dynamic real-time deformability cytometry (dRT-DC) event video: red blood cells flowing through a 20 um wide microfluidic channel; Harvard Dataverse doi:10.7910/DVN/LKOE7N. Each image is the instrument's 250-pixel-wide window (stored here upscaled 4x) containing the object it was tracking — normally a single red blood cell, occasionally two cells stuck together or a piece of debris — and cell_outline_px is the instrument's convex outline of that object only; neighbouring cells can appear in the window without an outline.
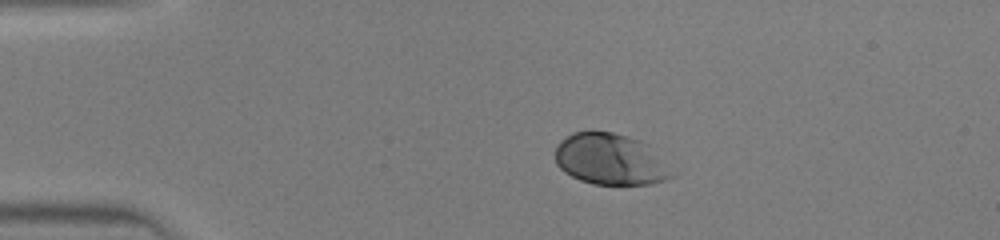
{"species": "human", "species_latin": "Homo sapiens", "temperature_condition": "warm", "stored_images_in_passage": 37, "camera_frame_rate_fps": 3000, "um_per_image_px": 0.085, "donor": {"sex": "male"}, "frame": {"image": 1, "passage_image": 1, "time_ms": 0.0, "image_size_px": [1000, 240], "cell_outline_px": [[680, 172], [676, 176], [668, 180], [652, 184], [592, 184], [580, 180], [564, 172], [556, 164], [556, 148], [560, 140], [572, 132], [592, 128], [612, 132], [640, 140], [648, 144]], "centroid_in_image_um": [51.97, 13.52], "position_along_channel_um": 33.0, "area_um2": 36.18}}
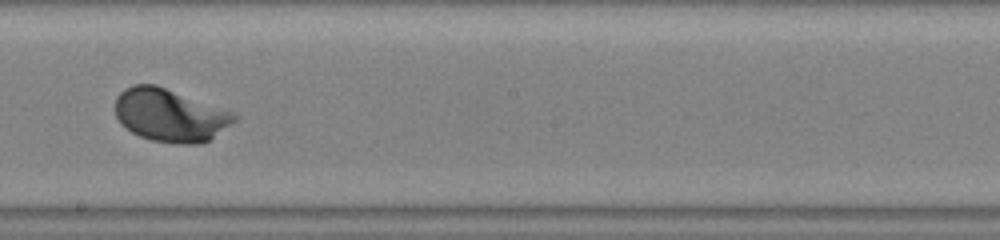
{"frame": {"image": 2, "passage_image": 18, "time_ms": 5.667, "image_size_px": [1000, 240], "cell_outline_px": [[240, 116], [236, 120], [208, 140], [200, 144], [176, 144], [152, 140], [140, 136], [132, 132], [120, 124], [116, 116], [116, 96], [124, 88], [132, 84], [156, 84], [236, 112]], "centroid_in_image_um": [14.46, 9.77], "position_along_channel_um": 233.7, "area_um2": 36.99}}
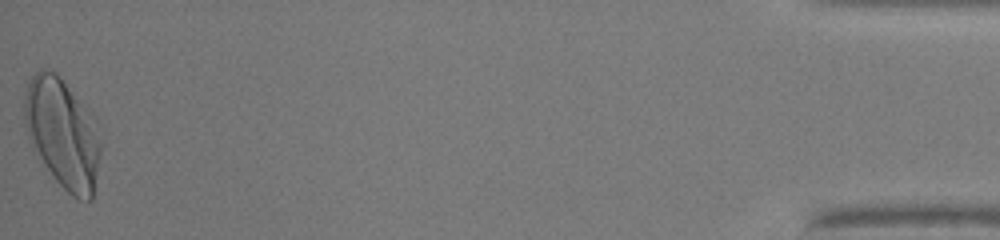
{"frame": {"image": 3, "passage_image": 37, "time_ms": 12.0, "image_size_px": [1000, 240], "cell_outline_px": [[100, 152], [92, 200], [76, 200], [52, 176], [32, 148], [28, 140], [24, 124], [24, 96], [28, 84], [32, 76], [40, 68], [44, 68], [56, 72], [96, 116], [100, 144]], "centroid_in_image_um": [5.31, 11.3], "position_along_channel_um": 429.9, "area_um2": 49.25}}